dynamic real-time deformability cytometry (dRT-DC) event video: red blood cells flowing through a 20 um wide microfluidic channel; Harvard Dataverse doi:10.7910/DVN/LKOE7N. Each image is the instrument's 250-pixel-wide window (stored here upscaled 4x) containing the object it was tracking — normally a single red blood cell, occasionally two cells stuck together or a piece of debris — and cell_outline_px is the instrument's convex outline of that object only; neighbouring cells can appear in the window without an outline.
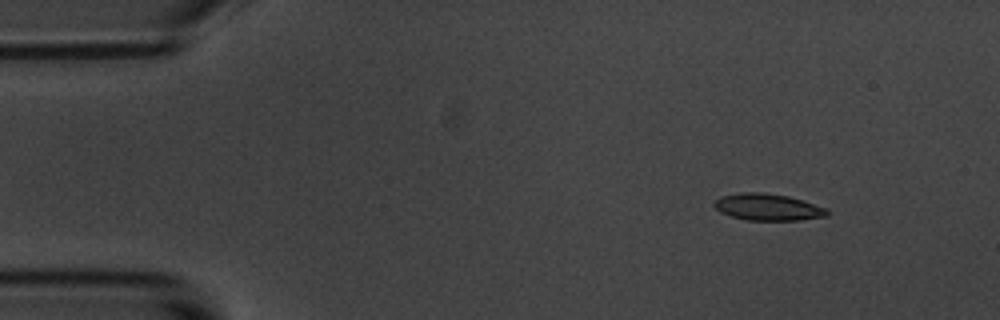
{"species": "common noctule bat (a hibernating species)", "species_latin": "Nyctalus noctula", "temperature_condition": "room temperature", "stored_images_in_passage": 4, "segment_of_instrument_passage": [1, 2], "camera_frame_rate_fps": 3000, "um_per_image_px": 0.085, "animal": {"sex": "male", "body_mass_g": 20.1, "forearm_length_mm": 53.5}, "frame": {"image": 1, "passage_image": 1, "time_ms": 0.0, "image_size_px": [1000, 320], "cell_outline_px": [[828, 216], [800, 220], [748, 220], [732, 216], [720, 212], [712, 204], [720, 196], [740, 192], [764, 192], [788, 196], [828, 208]], "centroid_in_image_um": [65.27, 17.6], "position_along_channel_um": 19.7, "area_um2": 17.63}}